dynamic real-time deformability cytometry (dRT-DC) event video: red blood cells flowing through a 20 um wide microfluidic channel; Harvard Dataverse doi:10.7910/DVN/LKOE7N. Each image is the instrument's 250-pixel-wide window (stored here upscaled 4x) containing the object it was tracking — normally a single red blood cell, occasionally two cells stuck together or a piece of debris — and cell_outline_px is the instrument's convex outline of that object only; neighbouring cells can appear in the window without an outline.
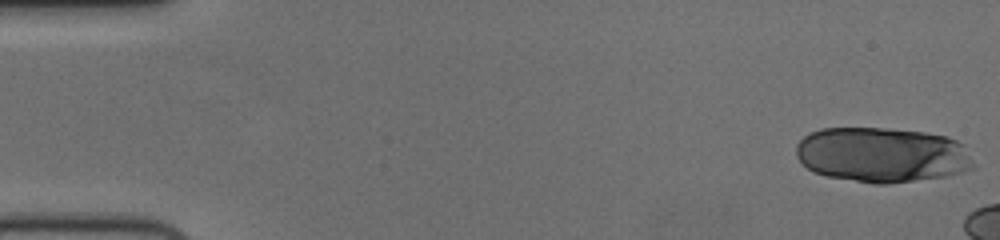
{"species": "human", "species_latin": "Homo sapiens", "temperature_condition": "cold", "stored_images_in_passage": 9, "camera_frame_rate_fps": 3000, "um_per_image_px": 0.085, "donor": {"sex": "female"}, "frame": {"image": 1, "passage_image": 1, "time_ms": 0.0, "image_size_px": [1000, 240], "cell_outline_px": [[972, 168], [960, 172], [944, 176], [888, 184], [872, 184], [828, 176], [812, 172], [796, 156], [796, 144], [804, 136], [820, 128], [888, 128], [924, 132], [948, 136], [964, 144], [972, 164]], "centroid_in_image_um": [74.94, 13.15], "position_along_channel_um": 10.1, "area_um2": 56.88}}